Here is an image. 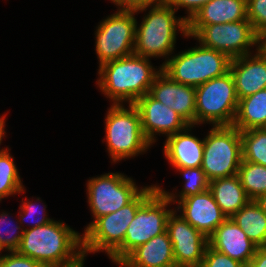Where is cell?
Returning <instances> with one entry per match:
<instances>
[{
  "mask_svg": "<svg viewBox=\"0 0 266 267\" xmlns=\"http://www.w3.org/2000/svg\"><path fill=\"white\" fill-rule=\"evenodd\" d=\"M81 236L64 223L52 220L46 225L25 229L17 252L45 267L64 266L84 255Z\"/></svg>",
  "mask_w": 266,
  "mask_h": 267,
  "instance_id": "1",
  "label": "cell"
},
{
  "mask_svg": "<svg viewBox=\"0 0 266 267\" xmlns=\"http://www.w3.org/2000/svg\"><path fill=\"white\" fill-rule=\"evenodd\" d=\"M149 58L132 54L117 60H111L99 66L100 90L113 104L127 101L134 104L139 98L149 93L155 77L161 70H154Z\"/></svg>",
  "mask_w": 266,
  "mask_h": 267,
  "instance_id": "2",
  "label": "cell"
},
{
  "mask_svg": "<svg viewBox=\"0 0 266 267\" xmlns=\"http://www.w3.org/2000/svg\"><path fill=\"white\" fill-rule=\"evenodd\" d=\"M177 28L187 37V22L176 19L175 9L168 3L154 4L136 26L134 54L145 58L168 56L175 47Z\"/></svg>",
  "mask_w": 266,
  "mask_h": 267,
  "instance_id": "3",
  "label": "cell"
},
{
  "mask_svg": "<svg viewBox=\"0 0 266 267\" xmlns=\"http://www.w3.org/2000/svg\"><path fill=\"white\" fill-rule=\"evenodd\" d=\"M231 60L225 53L200 44L171 57L161 70L177 83L196 88L229 72Z\"/></svg>",
  "mask_w": 266,
  "mask_h": 267,
  "instance_id": "4",
  "label": "cell"
},
{
  "mask_svg": "<svg viewBox=\"0 0 266 267\" xmlns=\"http://www.w3.org/2000/svg\"><path fill=\"white\" fill-rule=\"evenodd\" d=\"M171 202H176L174 194L157 186V190L138 208L122 245L109 258L120 264L138 246L164 233L167 218L172 212L165 208Z\"/></svg>",
  "mask_w": 266,
  "mask_h": 267,
  "instance_id": "5",
  "label": "cell"
},
{
  "mask_svg": "<svg viewBox=\"0 0 266 267\" xmlns=\"http://www.w3.org/2000/svg\"><path fill=\"white\" fill-rule=\"evenodd\" d=\"M157 190L145 187L128 204L116 212L99 217L83 234V253L105 251L110 257L123 243L126 230L138 208Z\"/></svg>",
  "mask_w": 266,
  "mask_h": 267,
  "instance_id": "6",
  "label": "cell"
},
{
  "mask_svg": "<svg viewBox=\"0 0 266 267\" xmlns=\"http://www.w3.org/2000/svg\"><path fill=\"white\" fill-rule=\"evenodd\" d=\"M106 142L113 162L136 156L150 147L145 137L141 116L134 104L129 108L121 104H113L105 118Z\"/></svg>",
  "mask_w": 266,
  "mask_h": 267,
  "instance_id": "7",
  "label": "cell"
},
{
  "mask_svg": "<svg viewBox=\"0 0 266 267\" xmlns=\"http://www.w3.org/2000/svg\"><path fill=\"white\" fill-rule=\"evenodd\" d=\"M239 99L229 71L196 87V125L209 122L213 126L234 123Z\"/></svg>",
  "mask_w": 266,
  "mask_h": 267,
  "instance_id": "8",
  "label": "cell"
},
{
  "mask_svg": "<svg viewBox=\"0 0 266 267\" xmlns=\"http://www.w3.org/2000/svg\"><path fill=\"white\" fill-rule=\"evenodd\" d=\"M242 161L240 131L231 126H213L204 138L201 168L209 181L238 174Z\"/></svg>",
  "mask_w": 266,
  "mask_h": 267,
  "instance_id": "9",
  "label": "cell"
},
{
  "mask_svg": "<svg viewBox=\"0 0 266 267\" xmlns=\"http://www.w3.org/2000/svg\"><path fill=\"white\" fill-rule=\"evenodd\" d=\"M134 8H121L100 22L96 34L99 66L134 54L137 21Z\"/></svg>",
  "mask_w": 266,
  "mask_h": 267,
  "instance_id": "10",
  "label": "cell"
},
{
  "mask_svg": "<svg viewBox=\"0 0 266 267\" xmlns=\"http://www.w3.org/2000/svg\"><path fill=\"white\" fill-rule=\"evenodd\" d=\"M88 203L94 216L85 231L99 218L116 212L130 203L142 190L131 178L119 173H108L88 180Z\"/></svg>",
  "mask_w": 266,
  "mask_h": 267,
  "instance_id": "11",
  "label": "cell"
},
{
  "mask_svg": "<svg viewBox=\"0 0 266 267\" xmlns=\"http://www.w3.org/2000/svg\"><path fill=\"white\" fill-rule=\"evenodd\" d=\"M193 37L202 46L223 52L231 59L251 54L250 47L260 40L248 19L205 25Z\"/></svg>",
  "mask_w": 266,
  "mask_h": 267,
  "instance_id": "12",
  "label": "cell"
},
{
  "mask_svg": "<svg viewBox=\"0 0 266 267\" xmlns=\"http://www.w3.org/2000/svg\"><path fill=\"white\" fill-rule=\"evenodd\" d=\"M166 231L172 242L176 267H200L208 238L189 224L175 210L167 218Z\"/></svg>",
  "mask_w": 266,
  "mask_h": 267,
  "instance_id": "13",
  "label": "cell"
},
{
  "mask_svg": "<svg viewBox=\"0 0 266 267\" xmlns=\"http://www.w3.org/2000/svg\"><path fill=\"white\" fill-rule=\"evenodd\" d=\"M149 94L170 107L189 125H196V88L177 83L162 70L155 77Z\"/></svg>",
  "mask_w": 266,
  "mask_h": 267,
  "instance_id": "14",
  "label": "cell"
},
{
  "mask_svg": "<svg viewBox=\"0 0 266 267\" xmlns=\"http://www.w3.org/2000/svg\"><path fill=\"white\" fill-rule=\"evenodd\" d=\"M134 105L141 116L142 130L147 140L155 142V133L167 137L184 130L189 124L170 107L154 99L149 93L139 98Z\"/></svg>",
  "mask_w": 266,
  "mask_h": 267,
  "instance_id": "15",
  "label": "cell"
},
{
  "mask_svg": "<svg viewBox=\"0 0 266 267\" xmlns=\"http://www.w3.org/2000/svg\"><path fill=\"white\" fill-rule=\"evenodd\" d=\"M182 217L209 238L228 217L222 212L209 189L178 201Z\"/></svg>",
  "mask_w": 266,
  "mask_h": 267,
  "instance_id": "16",
  "label": "cell"
},
{
  "mask_svg": "<svg viewBox=\"0 0 266 267\" xmlns=\"http://www.w3.org/2000/svg\"><path fill=\"white\" fill-rule=\"evenodd\" d=\"M208 244L214 250L228 255L247 267L258 249L231 217L215 229L208 238Z\"/></svg>",
  "mask_w": 266,
  "mask_h": 267,
  "instance_id": "17",
  "label": "cell"
},
{
  "mask_svg": "<svg viewBox=\"0 0 266 267\" xmlns=\"http://www.w3.org/2000/svg\"><path fill=\"white\" fill-rule=\"evenodd\" d=\"M258 49L254 56L233 58L230 72L233 75L238 99L253 95L266 88V55Z\"/></svg>",
  "mask_w": 266,
  "mask_h": 267,
  "instance_id": "18",
  "label": "cell"
},
{
  "mask_svg": "<svg viewBox=\"0 0 266 267\" xmlns=\"http://www.w3.org/2000/svg\"><path fill=\"white\" fill-rule=\"evenodd\" d=\"M247 19V0H211L187 22V37H193L203 26Z\"/></svg>",
  "mask_w": 266,
  "mask_h": 267,
  "instance_id": "19",
  "label": "cell"
},
{
  "mask_svg": "<svg viewBox=\"0 0 266 267\" xmlns=\"http://www.w3.org/2000/svg\"><path fill=\"white\" fill-rule=\"evenodd\" d=\"M190 128V129H189ZM192 125L167 137L164 145V155L174 168L201 167L204 151V139L188 133ZM184 132V133H183Z\"/></svg>",
  "mask_w": 266,
  "mask_h": 267,
  "instance_id": "20",
  "label": "cell"
},
{
  "mask_svg": "<svg viewBox=\"0 0 266 267\" xmlns=\"http://www.w3.org/2000/svg\"><path fill=\"white\" fill-rule=\"evenodd\" d=\"M124 267H176L167 231L134 249L120 264Z\"/></svg>",
  "mask_w": 266,
  "mask_h": 267,
  "instance_id": "21",
  "label": "cell"
},
{
  "mask_svg": "<svg viewBox=\"0 0 266 267\" xmlns=\"http://www.w3.org/2000/svg\"><path fill=\"white\" fill-rule=\"evenodd\" d=\"M209 190L222 212L229 218L250 201L238 174L211 180Z\"/></svg>",
  "mask_w": 266,
  "mask_h": 267,
  "instance_id": "22",
  "label": "cell"
},
{
  "mask_svg": "<svg viewBox=\"0 0 266 267\" xmlns=\"http://www.w3.org/2000/svg\"><path fill=\"white\" fill-rule=\"evenodd\" d=\"M233 126L240 132L252 128H266V88L239 99Z\"/></svg>",
  "mask_w": 266,
  "mask_h": 267,
  "instance_id": "23",
  "label": "cell"
},
{
  "mask_svg": "<svg viewBox=\"0 0 266 267\" xmlns=\"http://www.w3.org/2000/svg\"><path fill=\"white\" fill-rule=\"evenodd\" d=\"M231 219L254 244L266 247V215L254 200H250Z\"/></svg>",
  "mask_w": 266,
  "mask_h": 267,
  "instance_id": "24",
  "label": "cell"
},
{
  "mask_svg": "<svg viewBox=\"0 0 266 267\" xmlns=\"http://www.w3.org/2000/svg\"><path fill=\"white\" fill-rule=\"evenodd\" d=\"M238 176L250 200L266 193V166L242 159Z\"/></svg>",
  "mask_w": 266,
  "mask_h": 267,
  "instance_id": "25",
  "label": "cell"
},
{
  "mask_svg": "<svg viewBox=\"0 0 266 267\" xmlns=\"http://www.w3.org/2000/svg\"><path fill=\"white\" fill-rule=\"evenodd\" d=\"M242 159L266 166V128L241 131Z\"/></svg>",
  "mask_w": 266,
  "mask_h": 267,
  "instance_id": "26",
  "label": "cell"
},
{
  "mask_svg": "<svg viewBox=\"0 0 266 267\" xmlns=\"http://www.w3.org/2000/svg\"><path fill=\"white\" fill-rule=\"evenodd\" d=\"M4 149L0 153V201L9 195L24 192L14 158Z\"/></svg>",
  "mask_w": 266,
  "mask_h": 267,
  "instance_id": "27",
  "label": "cell"
},
{
  "mask_svg": "<svg viewBox=\"0 0 266 267\" xmlns=\"http://www.w3.org/2000/svg\"><path fill=\"white\" fill-rule=\"evenodd\" d=\"M182 173L186 182L180 192V200L192 195L199 194L209 189V180L201 167L195 168H176Z\"/></svg>",
  "mask_w": 266,
  "mask_h": 267,
  "instance_id": "28",
  "label": "cell"
},
{
  "mask_svg": "<svg viewBox=\"0 0 266 267\" xmlns=\"http://www.w3.org/2000/svg\"><path fill=\"white\" fill-rule=\"evenodd\" d=\"M247 19L259 36L266 32V0H247Z\"/></svg>",
  "mask_w": 266,
  "mask_h": 267,
  "instance_id": "29",
  "label": "cell"
},
{
  "mask_svg": "<svg viewBox=\"0 0 266 267\" xmlns=\"http://www.w3.org/2000/svg\"><path fill=\"white\" fill-rule=\"evenodd\" d=\"M7 216H8V214L4 213V212H2V214H0V224H1L0 225V231L2 229L1 228L2 223L7 224V226H12V224L9 225V223H11L12 221L9 220V223L6 221L7 220L6 219ZM17 229H21V227L15 226L10 231H9V228L6 229V230H5V228H4V230L2 229V233L4 232L3 234H5V235H3L0 232V243L3 246V249L5 248L9 252H13V251H17L18 250V248L20 246V243H21V240H22L24 229H21L20 232H19V230H18V232H16ZM12 233H14V234H12Z\"/></svg>",
  "mask_w": 266,
  "mask_h": 267,
  "instance_id": "30",
  "label": "cell"
},
{
  "mask_svg": "<svg viewBox=\"0 0 266 267\" xmlns=\"http://www.w3.org/2000/svg\"><path fill=\"white\" fill-rule=\"evenodd\" d=\"M200 267H247L245 264L222 254L209 245L207 246L204 258Z\"/></svg>",
  "mask_w": 266,
  "mask_h": 267,
  "instance_id": "31",
  "label": "cell"
},
{
  "mask_svg": "<svg viewBox=\"0 0 266 267\" xmlns=\"http://www.w3.org/2000/svg\"><path fill=\"white\" fill-rule=\"evenodd\" d=\"M0 256V267H45L43 264L28 256L19 254L17 251Z\"/></svg>",
  "mask_w": 266,
  "mask_h": 267,
  "instance_id": "32",
  "label": "cell"
},
{
  "mask_svg": "<svg viewBox=\"0 0 266 267\" xmlns=\"http://www.w3.org/2000/svg\"><path fill=\"white\" fill-rule=\"evenodd\" d=\"M41 207V206H40ZM20 208H21V212H19L20 214V219L23 221V220H25V219H27V217H28V219H30V220H33V219H35L36 220V216H35V214H41V213H37V204L35 205V204H33V203H31V202H29V201H27V200H25V202L23 201V203H22V206H20ZM45 211V209H44V207H43V209L41 210V212L42 211ZM23 213V214H22ZM43 214V216H39L38 218H39V220L37 219V221H35V220H33V222L35 221V224L33 223V226H32V228H34V227H37V226H42V225H46V224H48L50 221H52V219H50V218H47L46 217V214H44V213H42ZM34 217V218H33Z\"/></svg>",
  "mask_w": 266,
  "mask_h": 267,
  "instance_id": "33",
  "label": "cell"
},
{
  "mask_svg": "<svg viewBox=\"0 0 266 267\" xmlns=\"http://www.w3.org/2000/svg\"><path fill=\"white\" fill-rule=\"evenodd\" d=\"M211 0H169L167 3L174 9L178 10L179 7L187 9L188 16L183 17L186 22H189L194 15Z\"/></svg>",
  "mask_w": 266,
  "mask_h": 267,
  "instance_id": "34",
  "label": "cell"
},
{
  "mask_svg": "<svg viewBox=\"0 0 266 267\" xmlns=\"http://www.w3.org/2000/svg\"><path fill=\"white\" fill-rule=\"evenodd\" d=\"M248 267H266V247H258Z\"/></svg>",
  "mask_w": 266,
  "mask_h": 267,
  "instance_id": "35",
  "label": "cell"
},
{
  "mask_svg": "<svg viewBox=\"0 0 266 267\" xmlns=\"http://www.w3.org/2000/svg\"><path fill=\"white\" fill-rule=\"evenodd\" d=\"M169 0H131V8H134L136 12L144 11L151 7L152 4L167 3Z\"/></svg>",
  "mask_w": 266,
  "mask_h": 267,
  "instance_id": "36",
  "label": "cell"
},
{
  "mask_svg": "<svg viewBox=\"0 0 266 267\" xmlns=\"http://www.w3.org/2000/svg\"><path fill=\"white\" fill-rule=\"evenodd\" d=\"M254 201L266 215V193L258 196Z\"/></svg>",
  "mask_w": 266,
  "mask_h": 267,
  "instance_id": "37",
  "label": "cell"
},
{
  "mask_svg": "<svg viewBox=\"0 0 266 267\" xmlns=\"http://www.w3.org/2000/svg\"><path fill=\"white\" fill-rule=\"evenodd\" d=\"M86 255H82L78 260H76L75 262L68 264V265H64V266H56V267H83L84 265V257Z\"/></svg>",
  "mask_w": 266,
  "mask_h": 267,
  "instance_id": "38",
  "label": "cell"
},
{
  "mask_svg": "<svg viewBox=\"0 0 266 267\" xmlns=\"http://www.w3.org/2000/svg\"><path fill=\"white\" fill-rule=\"evenodd\" d=\"M116 6L121 8H131V0H111Z\"/></svg>",
  "mask_w": 266,
  "mask_h": 267,
  "instance_id": "39",
  "label": "cell"
},
{
  "mask_svg": "<svg viewBox=\"0 0 266 267\" xmlns=\"http://www.w3.org/2000/svg\"><path fill=\"white\" fill-rule=\"evenodd\" d=\"M259 49L266 55V32L260 36Z\"/></svg>",
  "mask_w": 266,
  "mask_h": 267,
  "instance_id": "40",
  "label": "cell"
},
{
  "mask_svg": "<svg viewBox=\"0 0 266 267\" xmlns=\"http://www.w3.org/2000/svg\"><path fill=\"white\" fill-rule=\"evenodd\" d=\"M5 116H2L0 118V134H5V131H4V124H5Z\"/></svg>",
  "mask_w": 266,
  "mask_h": 267,
  "instance_id": "41",
  "label": "cell"
},
{
  "mask_svg": "<svg viewBox=\"0 0 266 267\" xmlns=\"http://www.w3.org/2000/svg\"><path fill=\"white\" fill-rule=\"evenodd\" d=\"M3 135L5 134H0V144H1V141H2V138H3ZM4 150V148L2 150H0V153Z\"/></svg>",
  "mask_w": 266,
  "mask_h": 267,
  "instance_id": "42",
  "label": "cell"
},
{
  "mask_svg": "<svg viewBox=\"0 0 266 267\" xmlns=\"http://www.w3.org/2000/svg\"><path fill=\"white\" fill-rule=\"evenodd\" d=\"M3 250V246L1 245V243H0V252Z\"/></svg>",
  "mask_w": 266,
  "mask_h": 267,
  "instance_id": "43",
  "label": "cell"
}]
</instances>
